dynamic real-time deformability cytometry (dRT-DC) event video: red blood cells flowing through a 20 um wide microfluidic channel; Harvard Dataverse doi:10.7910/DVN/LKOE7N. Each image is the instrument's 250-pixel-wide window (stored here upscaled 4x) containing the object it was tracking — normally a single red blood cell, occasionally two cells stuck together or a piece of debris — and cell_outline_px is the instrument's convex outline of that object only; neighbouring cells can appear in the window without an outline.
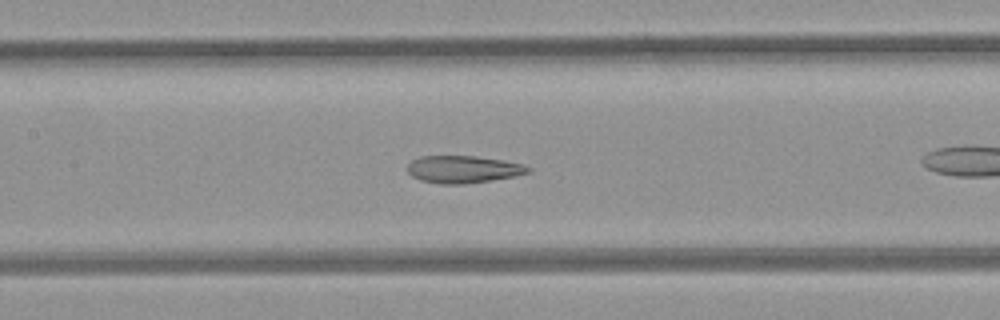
{"species": "common noctule bat (a hibernating species)", "species_latin": "Nyctalus noctula", "temperature_condition": "room temperature", "stored_images_in_passage": 33, "camera_frame_rate_fps": 3000, "um_per_image_px": 0.085, "animal": {"sex": "female", "body_mass_g": 21.9}, "frame": {"image": 1, "passage_image": 15, "time_ms": 4.667, "image_size_px": [1000, 320], "cell_outline_px": [[532, 172], [516, 176], [464, 184], [440, 184], [420, 180], [412, 176], [408, 172], [408, 164], [412, 160], [420, 156], [476, 156], [504, 160], [520, 164], [532, 168]], "centroid_in_image_um": [39.38, 14.39], "position_along_channel_um": 168.0, "area_um2": 19.25}}
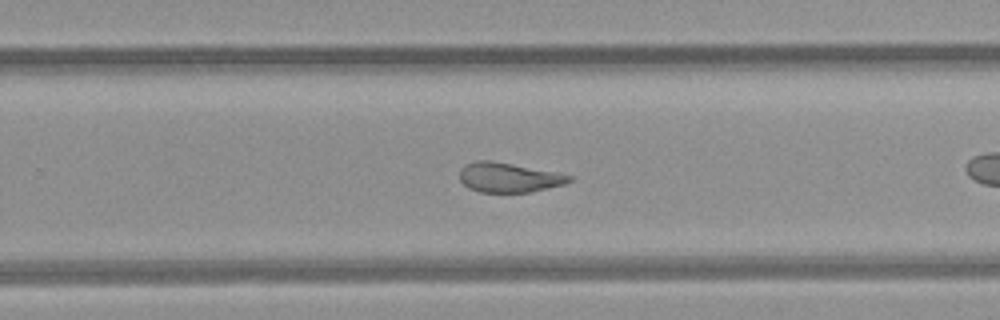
{"frame": {"image": 2, "passage_image": 24, "time_ms": 7.667, "image_size_px": [1000, 320], "cell_outline_px": [[572, 180], [564, 184], [528, 192], [480, 192], [468, 188], [460, 180], [460, 168], [464, 164], [476, 160], [492, 160], [572, 176]], "centroid_in_image_um": [43.16, 15.08], "position_along_channel_um": 286.6, "area_um2": 18.67}}